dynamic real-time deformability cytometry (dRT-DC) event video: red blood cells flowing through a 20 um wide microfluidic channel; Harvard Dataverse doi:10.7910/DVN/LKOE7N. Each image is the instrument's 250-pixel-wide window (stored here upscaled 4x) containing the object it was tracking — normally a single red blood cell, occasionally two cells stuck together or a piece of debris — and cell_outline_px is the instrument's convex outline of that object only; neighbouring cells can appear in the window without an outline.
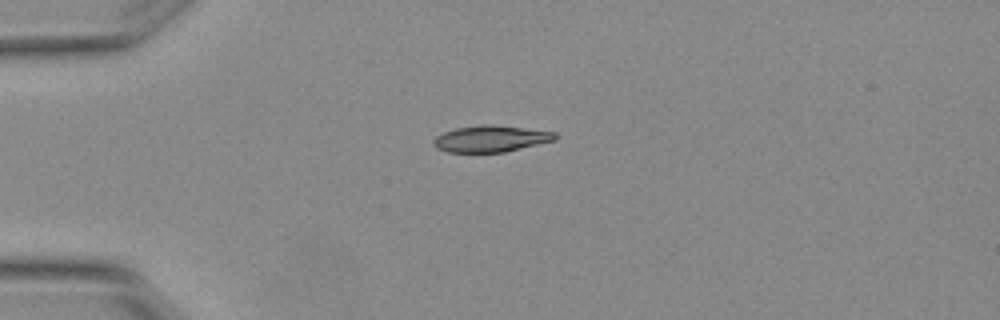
{"species": "Egyptian fruit bat (a non-hibernating species)", "species_latin": "Rousettus aegyptiacus", "temperature_condition": "warm", "stored_images_in_passage": 1, "camera_frame_rate_fps": 3000, "um_per_image_px": 0.085, "animal": {"sex": "female"}, "frame": {"image": 1, "passage_image": 1, "time_ms": 0.0, "image_size_px": [1000, 320], "cell_outline_px": [[556, 140], [504, 152], [448, 152], [436, 148], [432, 144], [432, 140], [436, 136], [444, 132], [456, 128], [484, 124], [492, 124], [556, 132]], "centroid_in_image_um": [41.69, 11.79], "position_along_channel_um": 43.3, "area_um2": 18.73}}